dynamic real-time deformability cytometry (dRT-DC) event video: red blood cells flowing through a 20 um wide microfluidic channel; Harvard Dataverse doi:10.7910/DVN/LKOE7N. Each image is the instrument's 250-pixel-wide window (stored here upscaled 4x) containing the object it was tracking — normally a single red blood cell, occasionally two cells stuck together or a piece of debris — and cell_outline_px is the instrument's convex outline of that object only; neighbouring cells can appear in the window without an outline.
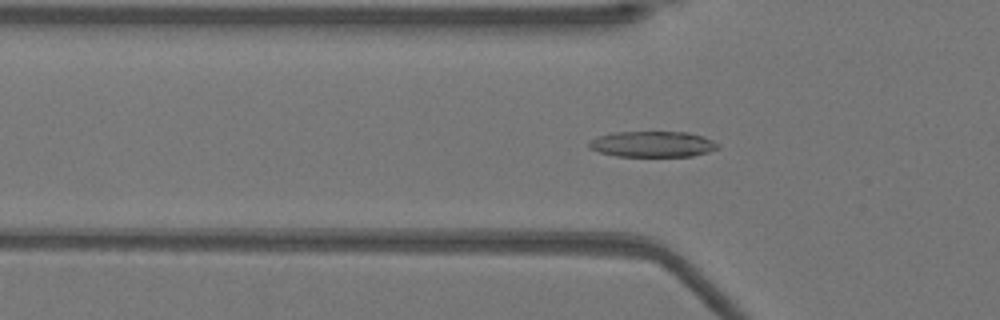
{"species": "Egyptian fruit bat (a non-hibernating species)", "species_latin": "Rousettus aegyptiacus", "temperature_condition": "warm", "stored_images_in_passage": 37, "camera_frame_rate_fps": 3000, "um_per_image_px": 0.085, "animal": {"sex": "female"}, "frame": {"image": 1, "passage_image": 2, "time_ms": 0.333, "image_size_px": [1000, 320], "cell_outline_px": [[720, 148], [708, 152], [692, 156], [616, 156], [600, 152], [588, 148], [588, 144], [596, 136], [612, 132], [688, 132], [704, 136], [720, 144]], "centroid_in_image_um": [55.49, 12.25], "position_along_channel_um": 70.3, "area_um2": 19.54}}
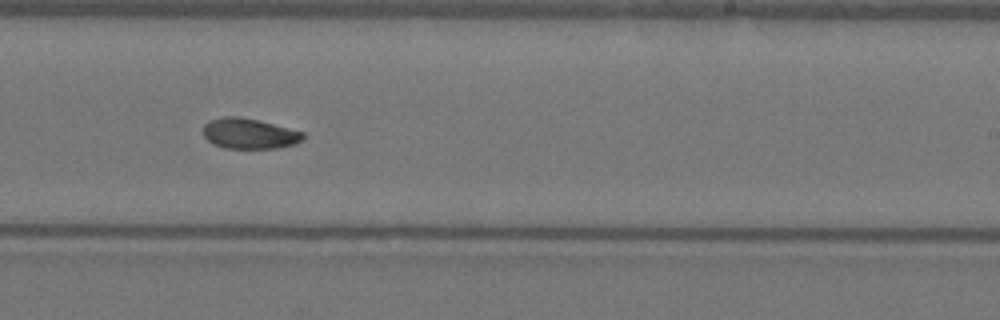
{"frame": {"image": 2, "passage_image": 17, "time_ms": 5.333, "image_size_px": [1000, 320], "cell_outline_px": [[304, 140], [292, 144], [276, 148], [224, 148], [212, 144], [204, 136], [204, 124], [208, 120], [220, 116], [236, 116], [256, 120], [304, 132]], "centroid_in_image_um": [21.14, 11.35], "position_along_channel_um": 267.9, "area_um2": 17.63}}
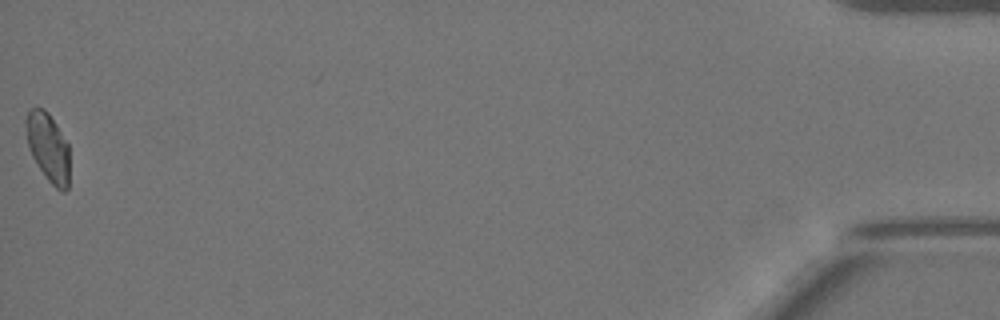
{"frame": {"image": 3, "passage_image": 37, "time_ms": 12.0, "image_size_px": [1000, 320], "cell_outline_px": [[68, 188], [64, 192], [60, 192], [48, 180], [32, 156], [28, 148], [24, 124], [28, 112], [32, 108], [44, 108], [48, 112], [56, 124], [68, 144]], "centroid_in_image_um": [4.07, 12.51], "position_along_channel_um": 431.1, "area_um2": 17.34}, "authors_computed_cell_mechanics": {"area_um2": 17.9758, "velocity_mm_per_s": 3.9391, "shape_relaxation_time_tau1_ms": 9.9053, "shape_relaxation_time_tau2_ms": 2.9731, "deformation_change_tau1": 0.2424, "deformation_change_tau2": 0.0685}}